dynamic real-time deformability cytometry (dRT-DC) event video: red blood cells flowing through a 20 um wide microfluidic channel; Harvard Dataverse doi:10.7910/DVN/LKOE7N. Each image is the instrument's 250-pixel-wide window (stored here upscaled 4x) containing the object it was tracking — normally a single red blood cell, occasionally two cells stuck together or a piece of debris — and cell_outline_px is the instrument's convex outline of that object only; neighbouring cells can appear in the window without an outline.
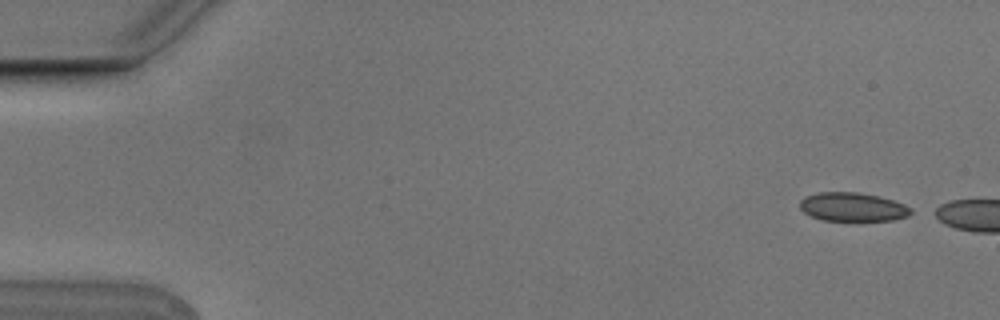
{"species": "Egyptian fruit bat (a non-hibernating species)", "species_latin": "Rousettus aegyptiacus", "temperature_condition": "cold", "stored_images_in_passage": 3, "camera_frame_rate_fps": 3000, "um_per_image_px": 0.085, "animal": {"sex": "male"}, "frame": {"image": 1, "passage_image": 1, "time_ms": 0.0, "image_size_px": [1000, 320], "cell_outline_px": [[912, 212], [908, 216], [892, 220], [824, 220], [812, 216], [804, 212], [800, 208], [800, 200], [804, 196], [820, 192], [856, 192], [876, 196], [892, 200], [904, 204], [912, 208]], "centroid_in_image_um": [72.47, 17.58], "position_along_channel_um": 12.5, "area_um2": 18.38}}